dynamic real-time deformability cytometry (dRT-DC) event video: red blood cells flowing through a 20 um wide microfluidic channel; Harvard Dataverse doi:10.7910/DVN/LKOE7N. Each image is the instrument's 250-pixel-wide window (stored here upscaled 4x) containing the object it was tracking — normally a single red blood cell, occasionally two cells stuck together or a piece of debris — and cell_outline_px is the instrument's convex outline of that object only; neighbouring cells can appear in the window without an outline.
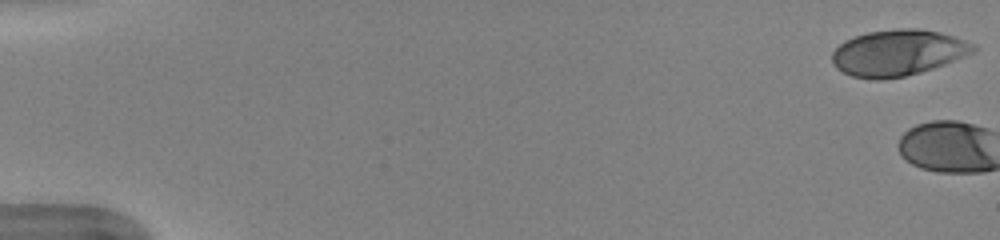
{"species": "human", "species_latin": "Homo sapiens", "temperature_condition": "warm", "stored_images_in_passage": 3, "camera_frame_rate_fps": 3000, "um_per_image_px": 0.085, "donor": {"sex": "female"}, "frame": {"image": 1, "passage_image": 1, "time_ms": 0.0, "image_size_px": [1000, 240], "cell_outline_px": [[976, 48], [972, 52], [964, 56], [944, 64], [920, 72], [904, 76], [884, 80], [872, 80], [852, 76], [836, 68], [832, 64], [832, 52], [844, 40], [868, 32], [900, 28], [916, 28], [940, 32], [976, 44]], "centroid_in_image_um": [76.29, 4.49], "position_along_channel_um": 8.7, "area_um2": 37.8}}